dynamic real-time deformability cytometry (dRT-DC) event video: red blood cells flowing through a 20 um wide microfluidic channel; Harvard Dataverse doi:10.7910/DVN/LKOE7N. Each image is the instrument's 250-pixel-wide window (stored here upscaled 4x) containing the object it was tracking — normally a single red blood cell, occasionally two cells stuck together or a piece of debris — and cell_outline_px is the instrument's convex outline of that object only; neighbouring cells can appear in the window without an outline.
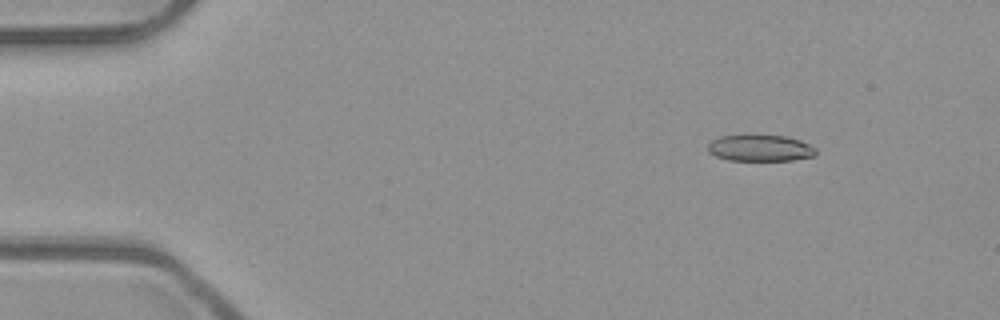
{"species": "common noctule bat (a hibernating species)", "species_latin": "Nyctalus noctula", "temperature_condition": "room temperature", "stored_images_in_passage": 53, "camera_frame_rate_fps": 3000, "um_per_image_px": 0.085, "animal": {"sex": "male", "body_mass_g": 23.1, "forearm_length_mm": 52.7}, "frame": {"image": 1, "passage_image": 7, "time_ms": 2.0, "image_size_px": [1000, 320], "cell_outline_px": [[816, 152], [812, 156], [792, 160], [728, 160], [716, 156], [708, 152], [708, 144], [712, 140], [720, 136], [748, 132], [752, 132], [788, 136], [800, 140], [816, 148]], "centroid_in_image_um": [64.57, 12.52], "position_along_channel_um": 20.4, "area_um2": 17.4}}
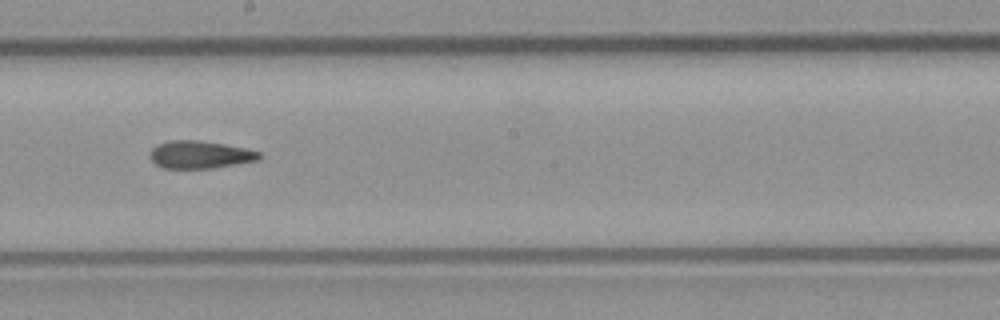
{"frame": {"image": 2, "passage_image": 30, "time_ms": 9.667, "image_size_px": [1000, 320], "cell_outline_px": [[260, 160], [212, 168], [164, 168], [156, 164], [148, 156], [152, 148], [156, 144], [168, 140], [196, 140], [224, 144], [244, 148], [260, 152]], "centroid_in_image_um": [16.96, 13.14], "position_along_channel_um": 231.2, "area_um2": 17.57}}
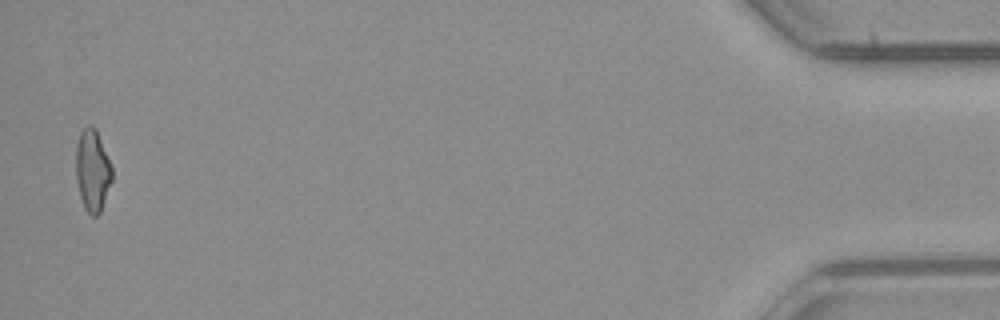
{"frame": {"image": 3, "passage_image": 52, "time_ms": 17.0, "image_size_px": [1000, 320], "cell_outline_px": [[112, 180], [100, 212], [96, 216], [92, 216], [84, 208], [80, 196], [76, 180], [76, 144], [80, 132], [88, 124], [92, 124], [96, 128], [112, 168]], "centroid_in_image_um": [7.85, 14.46], "position_along_channel_um": 427.4, "area_um2": 17.22}}